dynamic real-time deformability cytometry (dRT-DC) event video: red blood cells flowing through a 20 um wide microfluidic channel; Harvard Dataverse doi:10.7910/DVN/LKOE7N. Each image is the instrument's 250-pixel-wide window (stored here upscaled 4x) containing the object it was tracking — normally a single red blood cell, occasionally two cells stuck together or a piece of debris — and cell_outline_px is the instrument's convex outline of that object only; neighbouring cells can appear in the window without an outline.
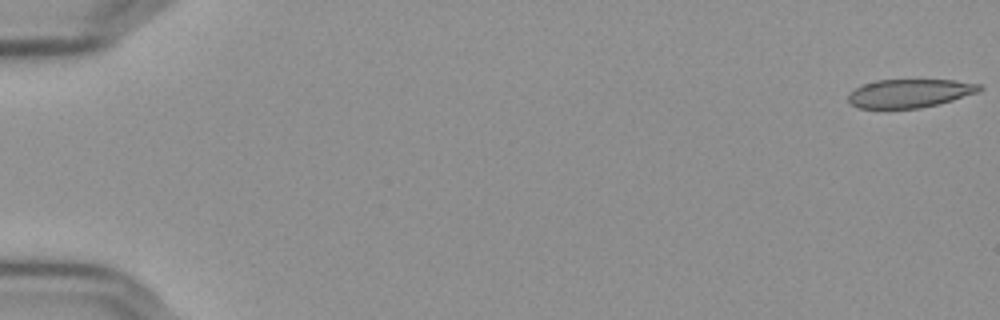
{"species": "Egyptian fruit bat (a non-hibernating species)", "species_latin": "Rousettus aegyptiacus", "temperature_condition": "cold", "stored_images_in_passage": 56, "camera_frame_rate_fps": 3000, "um_per_image_px": 0.085, "frame": {"image": 1, "passage_image": 1, "time_ms": 0.0, "image_size_px": [1000, 320], "cell_outline_px": [[984, 88], [980, 92], [952, 100], [920, 108], [860, 108], [852, 104], [848, 100], [848, 96], [856, 88], [864, 84], [876, 80], [956, 80], [980, 84]], "centroid_in_image_um": [77.38, 7.92], "position_along_channel_um": 7.6, "area_um2": 21.62}}
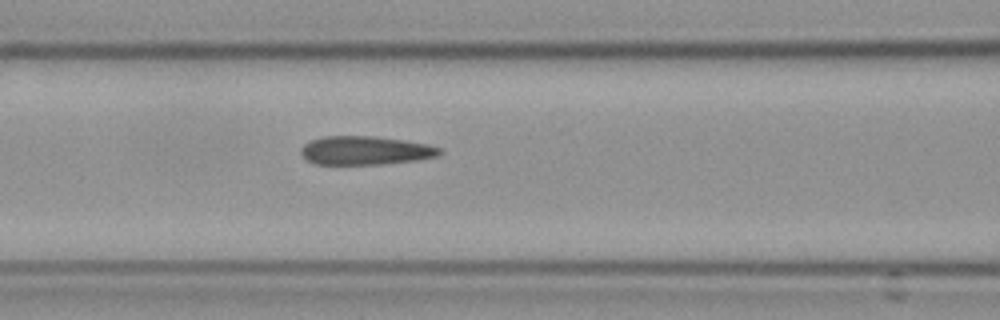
{"frame": {"image": 2, "passage_image": 25, "time_ms": 8.0, "image_size_px": [1000, 320], "cell_outline_px": [[444, 152], [440, 156], [416, 160], [384, 164], [316, 164], [308, 160], [300, 152], [300, 148], [304, 144], [312, 140], [324, 136], [372, 136], [404, 140], [428, 144], [440, 148]], "centroid_in_image_um": [31.09, 12.79], "position_along_channel_um": 135.5, "area_um2": 23.18}}
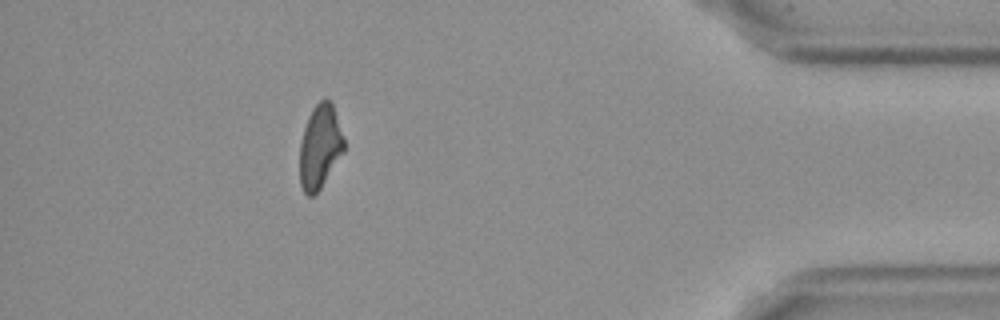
{"frame": {"image": 3, "passage_image": 51, "time_ms": 16.667, "image_size_px": [1000, 320], "cell_outline_px": [[344, 152], [320, 188], [312, 196], [308, 196], [304, 192], [300, 184], [300, 140], [308, 116], [312, 108], [324, 96], [332, 104], [344, 136]], "centroid_in_image_um": [27.19, 12.45], "position_along_channel_um": 408.0, "area_um2": 21.62}, "authors_computed_cell_mechanics": {"area_um2": 23.5535, "velocity_mm_per_s": 3.6579, "shape_relaxation_time_tau1_ms": null, "shape_relaxation_time_tau2_ms": 3.2444, "deformation_change_tau1": null, "deformation_change_tau2": 0.0953}}